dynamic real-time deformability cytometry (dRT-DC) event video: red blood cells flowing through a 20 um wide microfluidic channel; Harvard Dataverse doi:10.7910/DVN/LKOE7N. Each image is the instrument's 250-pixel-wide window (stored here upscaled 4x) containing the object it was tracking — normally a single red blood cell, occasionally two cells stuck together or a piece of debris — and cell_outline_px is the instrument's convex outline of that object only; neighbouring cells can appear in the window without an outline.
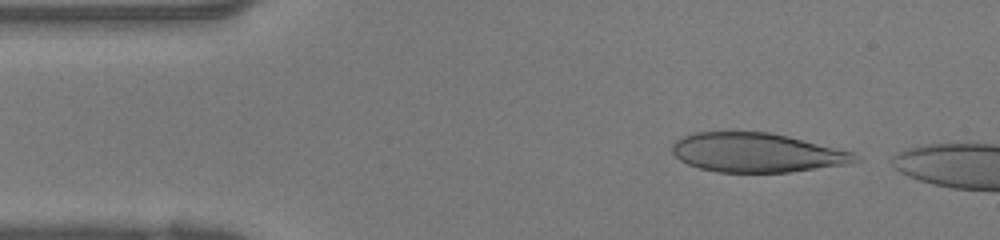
{"species": "human", "species_latin": "Homo sapiens", "temperature_condition": "warm", "stored_images_in_passage": 8, "camera_frame_rate_fps": 3000, "um_per_image_px": 0.085, "donor": {"sex": "female"}, "frame": {"image": 1, "passage_image": 2, "time_ms": 0.333, "image_size_px": [1000, 240], "cell_outline_px": [[860, 160], [852, 164], [788, 172], [716, 172], [700, 168], [688, 164], [680, 160], [672, 152], [672, 144], [676, 140], [684, 136], [696, 132], [768, 132], [788, 136], [856, 152], [860, 156]], "centroid_in_image_um": [64.39, 12.98], "position_along_channel_um": 20.6, "area_um2": 42.02}}